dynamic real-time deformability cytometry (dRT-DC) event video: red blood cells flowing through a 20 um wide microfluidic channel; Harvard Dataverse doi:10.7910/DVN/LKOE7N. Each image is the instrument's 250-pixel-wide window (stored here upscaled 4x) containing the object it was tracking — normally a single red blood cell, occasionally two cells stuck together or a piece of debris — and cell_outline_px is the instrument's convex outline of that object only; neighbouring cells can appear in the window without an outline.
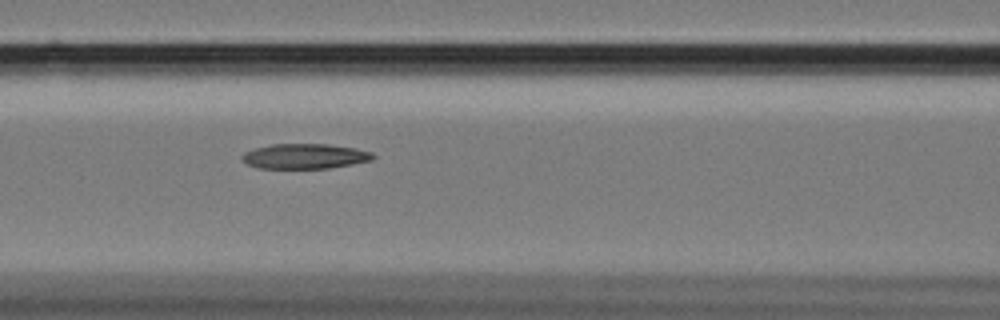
{"species": "Egyptian fruit bat (a non-hibernating species)", "species_latin": "Rousettus aegyptiacus", "temperature_condition": "cold", "stored_images_in_passage": 40, "camera_frame_rate_fps": 3000, "um_per_image_px": 0.085, "animal": {"sex": "female"}, "frame": {"image": 1, "passage_image": 7, "time_ms": 2.0, "image_size_px": [1000, 320], "cell_outline_px": [[376, 156], [372, 160], [352, 164], [328, 168], [256, 168], [248, 164], [240, 156], [244, 152], [256, 148], [272, 144], [328, 144], [356, 148], [372, 152]], "centroid_in_image_um": [25.93, 13.28], "position_along_channel_um": 140.7, "area_um2": 19.07}}
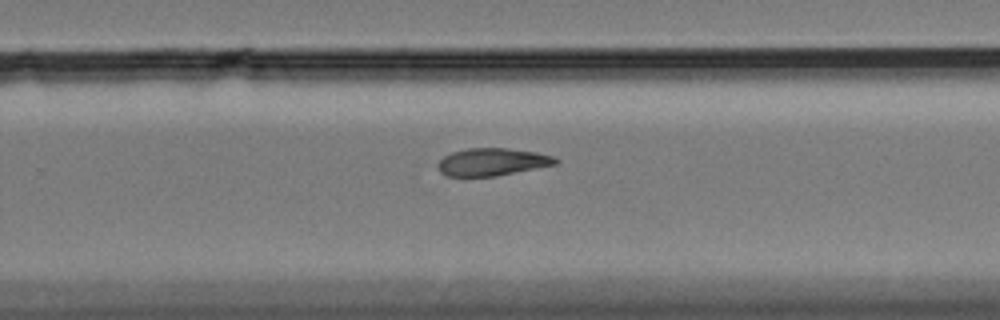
{"frame": {"image": 2, "passage_image": 20, "time_ms": 6.333, "image_size_px": [1000, 320], "cell_outline_px": [[560, 160], [556, 164], [496, 176], [448, 176], [440, 172], [436, 164], [444, 156], [452, 152], [468, 148], [508, 148], [536, 152], [556, 156]], "centroid_in_image_um": [41.85, 13.76], "position_along_channel_um": 288.0, "area_um2": 18.9}}
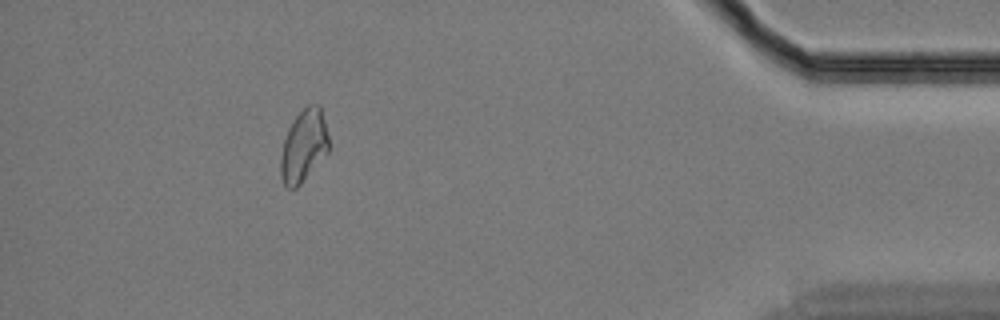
{"frame": {"image": 3, "passage_image": 35, "time_ms": 11.333, "image_size_px": [1000, 320], "cell_outline_px": [[328, 152], [300, 184], [296, 188], [288, 188], [284, 184], [280, 176], [280, 156], [284, 140], [288, 128], [296, 116], [308, 104], [320, 104], [328, 136]], "centroid_in_image_um": [25.8, 12.4], "position_along_channel_um": 409.4, "area_um2": 20.11}}